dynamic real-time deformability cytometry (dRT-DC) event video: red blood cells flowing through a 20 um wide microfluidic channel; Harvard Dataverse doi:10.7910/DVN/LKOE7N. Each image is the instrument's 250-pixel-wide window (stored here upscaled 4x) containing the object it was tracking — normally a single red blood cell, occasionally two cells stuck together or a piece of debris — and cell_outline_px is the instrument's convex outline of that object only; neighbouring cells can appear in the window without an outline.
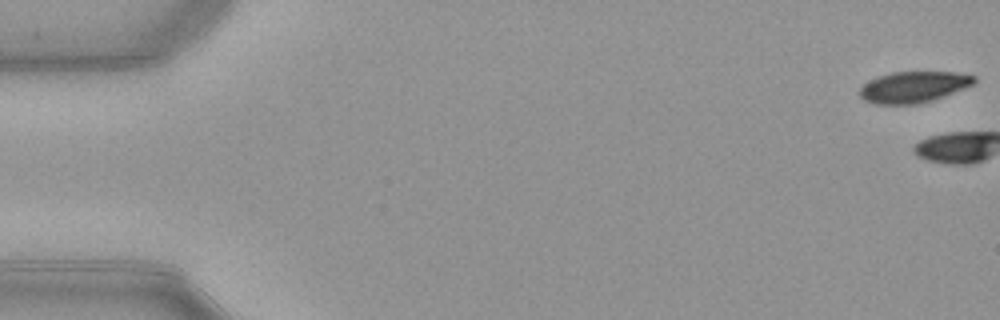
{"species": "common noctule bat (a hibernating species)", "species_latin": "Nyctalus noctula", "temperature_condition": "warm", "stored_images_in_passage": 3, "camera_frame_rate_fps": 3000, "um_per_image_px": 0.085, "animal": {"sex": "female", "body_mass_g": 21.9}, "frame": {"image": 1, "passage_image": 1, "time_ms": 0.0, "image_size_px": [1000, 320], "cell_outline_px": [[976, 80], [972, 84], [964, 88], [944, 96], [932, 100], [916, 104], [872, 104], [864, 100], [860, 96], [860, 88], [864, 84], [880, 76], [892, 72], [952, 72], [976, 76]], "centroid_in_image_um": [77.64, 7.4], "position_along_channel_um": 7.4, "area_um2": 20.52}}